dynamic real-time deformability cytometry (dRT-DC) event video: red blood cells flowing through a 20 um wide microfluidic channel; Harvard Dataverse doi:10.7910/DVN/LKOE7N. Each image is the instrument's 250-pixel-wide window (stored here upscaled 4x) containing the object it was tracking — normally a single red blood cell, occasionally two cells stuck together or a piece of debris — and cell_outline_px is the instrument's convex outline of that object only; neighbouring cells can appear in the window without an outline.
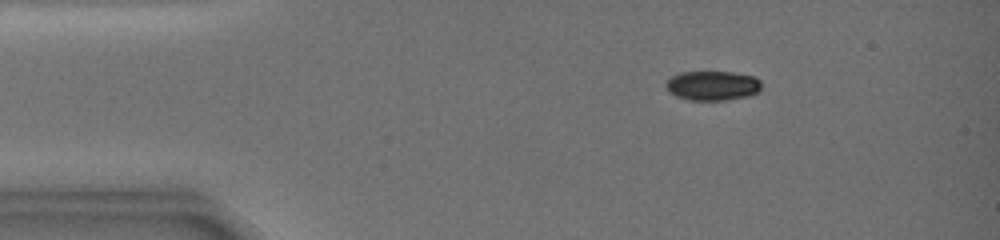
{"species": "common noctule bat (a hibernating species)", "species_latin": "Nyctalus noctula", "temperature_condition": "warm", "stored_images_in_passage": 12, "camera_frame_rate_fps": 3000, "um_per_image_px": 0.085, "animal": {"sex": "female", "body_mass_g": 19.0, "forearm_length_mm": 51.5}, "frame": {"image": 1, "passage_image": 4, "time_ms": 2.667, "image_size_px": [1000, 240], "cell_outline_px": [[760, 88], [756, 92], [740, 96], [716, 100], [696, 100], [680, 96], [672, 92], [668, 88], [668, 80], [672, 76], [680, 72], [732, 72], [752, 76], [760, 84]], "centroid_in_image_um": [60.54, 7.24], "position_along_channel_um": 24.5, "area_um2": 15.37}}